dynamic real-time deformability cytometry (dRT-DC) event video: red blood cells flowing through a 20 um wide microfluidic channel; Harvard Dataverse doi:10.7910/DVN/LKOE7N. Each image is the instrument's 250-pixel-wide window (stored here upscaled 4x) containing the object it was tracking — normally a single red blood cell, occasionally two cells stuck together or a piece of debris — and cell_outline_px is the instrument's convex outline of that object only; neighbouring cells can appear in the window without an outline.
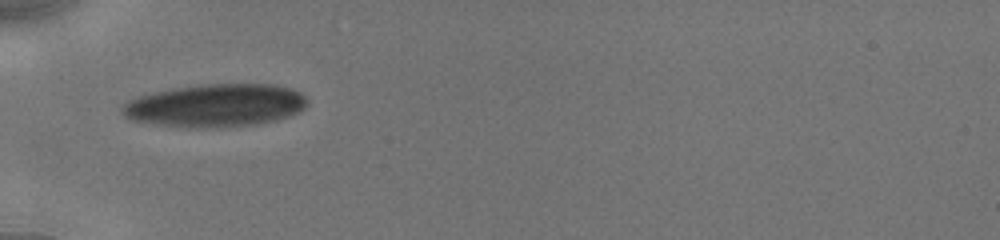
{"species": "human", "species_latin": "Homo sapiens", "temperature_condition": "cold", "stored_images_in_passage": 8, "camera_frame_rate_fps": 3000, "um_per_image_px": 0.085, "donor": {"sex": "male"}, "frame": {"image": 1, "passage_image": 1, "time_ms": 0.0, "image_size_px": [1000, 240], "cell_outline_px": [[308, 100], [304, 108], [300, 112], [276, 120], [260, 124], [200, 128], [196, 128], [160, 124], [132, 120], [124, 116], [120, 108], [128, 100], [152, 92], [200, 84], [276, 84], [292, 88], [300, 92]], "centroid_in_image_um": [18.35, 8.95], "position_along_channel_um": 66.6, "area_um2": 46.24}}
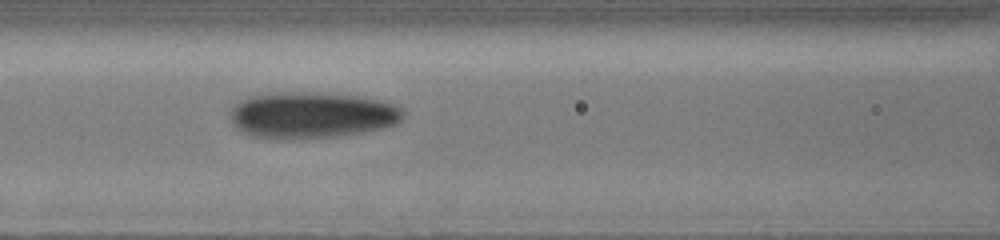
{"frame": {"image": 2, "passage_image": 5, "time_ms": 2.0, "image_size_px": [1000, 240], "cell_outline_px": [[404, 116], [396, 124], [384, 128], [364, 132], [336, 136], [292, 140], [252, 136], [236, 128], [232, 124], [228, 116], [228, 112], [240, 100], [248, 96], [268, 92], [316, 92], [360, 96], [384, 100], [400, 108], [404, 112]], "centroid_in_image_um": [26.46, 9.78], "position_along_channel_um": 140.1, "area_um2": 47.45}}
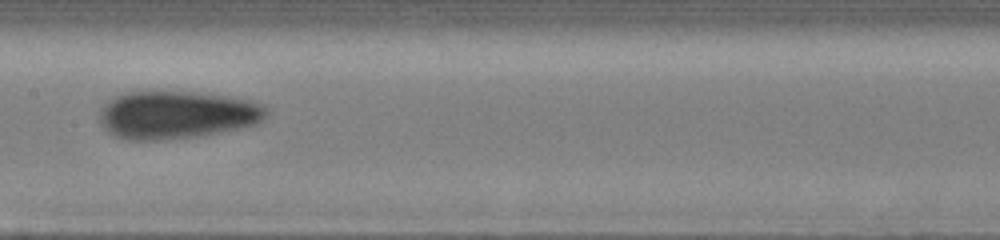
{"frame": {"image": 3, "passage_image": 7, "time_ms": 3.333, "image_size_px": [1000, 240], "cell_outline_px": [[268, 116], [256, 124], [220, 132], [192, 136], [156, 140], [128, 140], [116, 136], [108, 132], [100, 124], [100, 108], [108, 100], [124, 92], [196, 92], [228, 96], [252, 100], [264, 104], [268, 108]], "centroid_in_image_um": [15.04, 9.75], "position_along_channel_um": 192.4, "area_um2": 46.53}}